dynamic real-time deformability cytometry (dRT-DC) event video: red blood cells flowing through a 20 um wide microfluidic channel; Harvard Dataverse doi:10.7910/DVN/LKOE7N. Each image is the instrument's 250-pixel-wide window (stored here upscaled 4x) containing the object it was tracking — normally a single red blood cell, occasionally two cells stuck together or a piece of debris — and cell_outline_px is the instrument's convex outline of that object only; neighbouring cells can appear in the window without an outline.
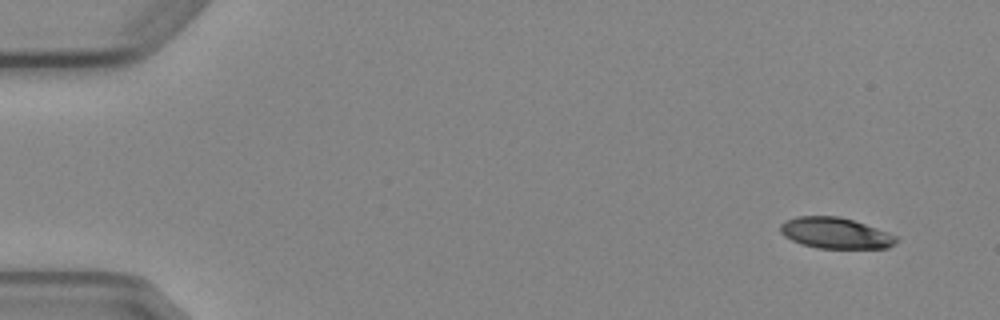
{"species": "Egyptian fruit bat (a non-hibernating species)", "species_latin": "Rousettus aegyptiacus", "temperature_condition": "cold", "stored_images_in_passage": 6, "camera_frame_rate_fps": 3000, "um_per_image_px": 0.085, "animal": {"sex": "female"}, "frame": {"image": 1, "passage_image": 1, "time_ms": 0.0, "image_size_px": [1000, 320], "cell_outline_px": [[900, 240], [888, 248], [816, 248], [792, 240], [784, 236], [780, 232], [780, 224], [784, 220], [796, 216], [840, 216], [876, 228], [896, 236]], "centroid_in_image_um": [70.99, 19.81], "position_along_channel_um": 14.0, "area_um2": 20.87}}
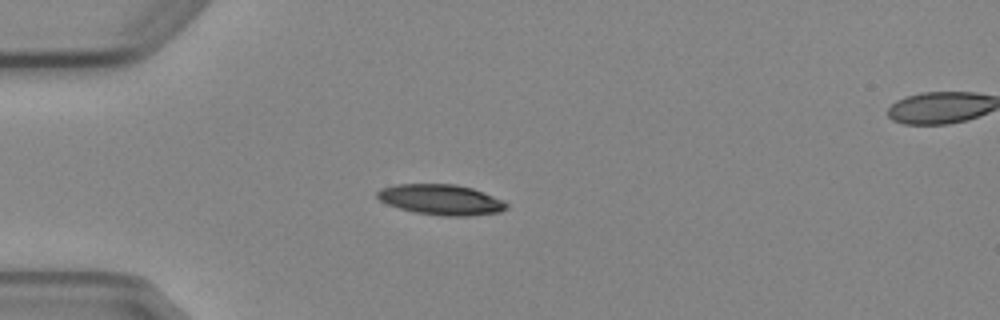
{"frame": {"image": 2, "passage_image": 4, "time_ms": 3.667, "image_size_px": [1000, 320], "cell_outline_px": [[508, 208], [500, 212], [468, 216], [444, 216], [416, 212], [400, 208], [388, 204], [380, 200], [376, 196], [376, 192], [380, 188], [396, 184], [456, 184], [472, 188], [504, 200], [508, 204]], "centroid_in_image_um": [37.5, 16.96], "position_along_channel_um": 47.5, "area_um2": 22.95}}
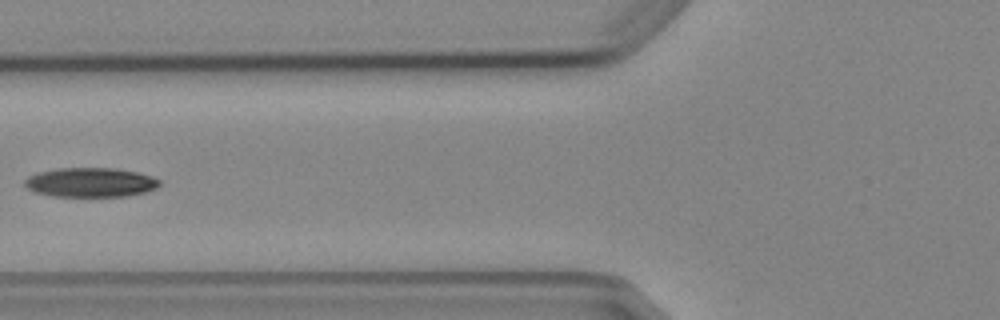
{"frame": {"image": 3, "passage_image": 6, "time_ms": 6.0, "image_size_px": [1000, 320], "cell_outline_px": [[160, 184], [156, 188], [144, 192], [128, 196], [52, 196], [32, 192], [24, 184], [24, 180], [28, 176], [40, 172], [56, 168], [116, 168], [136, 172], [152, 176], [160, 180]], "centroid_in_image_um": [7.68, 15.5], "position_along_channel_um": 118.1, "area_um2": 23.12}}